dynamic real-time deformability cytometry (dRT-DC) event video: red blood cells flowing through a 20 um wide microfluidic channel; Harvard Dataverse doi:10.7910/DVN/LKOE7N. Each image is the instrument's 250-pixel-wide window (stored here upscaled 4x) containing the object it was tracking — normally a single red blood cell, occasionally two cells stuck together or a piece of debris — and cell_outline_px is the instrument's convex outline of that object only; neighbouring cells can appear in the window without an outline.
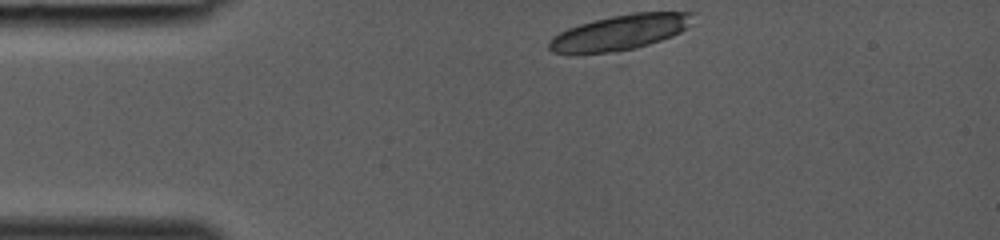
{"species": "common noctule bat (a hibernating species)", "species_latin": "Nyctalus noctula", "temperature_condition": "room temperature", "stored_images_in_passage": 29, "camera_frame_rate_fps": 3000, "um_per_image_px": 0.085, "animal": {"sex": "female", "body_mass_g": 19.0, "forearm_length_mm": 53.3}, "frame": {"image": 1, "passage_image": 1, "time_ms": 0.0, "image_size_px": [1000, 240], "cell_outline_px": [[696, 12], [684, 28], [680, 32], [672, 36], [636, 48], [616, 52], [572, 56], [552, 52], [548, 48], [548, 40], [552, 36], [568, 28], [580, 24], [612, 16], [632, 12]], "centroid_in_image_um": [52.58, 2.8], "position_along_channel_um": 32.4, "area_um2": 29.88}}